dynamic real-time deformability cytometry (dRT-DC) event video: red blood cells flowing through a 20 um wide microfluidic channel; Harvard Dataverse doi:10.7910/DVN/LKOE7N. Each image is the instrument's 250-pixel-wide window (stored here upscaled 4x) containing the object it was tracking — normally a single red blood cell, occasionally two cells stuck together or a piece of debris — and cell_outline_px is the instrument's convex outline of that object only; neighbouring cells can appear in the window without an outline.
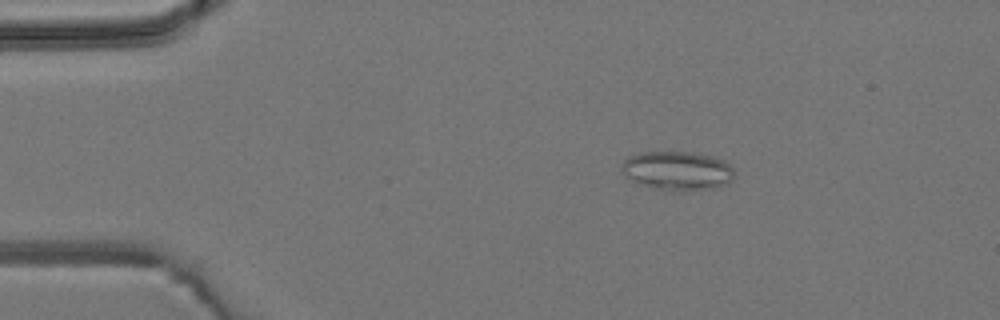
{"species": "common noctule bat (a hibernating species)", "species_latin": "Nyctalus noctula", "temperature_condition": "room temperature", "stored_images_in_passage": 5, "camera_frame_rate_fps": 3000, "um_per_image_px": 0.085, "animal": {"sex": "male", "body_mass_g": 19.2, "forearm_length_mm": 51.8}, "frame": {"image": 1, "passage_image": 3, "time_ms": 2.333, "image_size_px": [1000, 320], "cell_outline_px": [[736, 176], [728, 184], [716, 188], [684, 192], [668, 192], [652, 188], [632, 180], [624, 176], [620, 168], [620, 164], [628, 156], [636, 152], [688, 152], [712, 156], [724, 160], [736, 172]], "centroid_in_image_um": [57.58, 14.54], "position_along_channel_um": 27.4, "area_um2": 26.41}}